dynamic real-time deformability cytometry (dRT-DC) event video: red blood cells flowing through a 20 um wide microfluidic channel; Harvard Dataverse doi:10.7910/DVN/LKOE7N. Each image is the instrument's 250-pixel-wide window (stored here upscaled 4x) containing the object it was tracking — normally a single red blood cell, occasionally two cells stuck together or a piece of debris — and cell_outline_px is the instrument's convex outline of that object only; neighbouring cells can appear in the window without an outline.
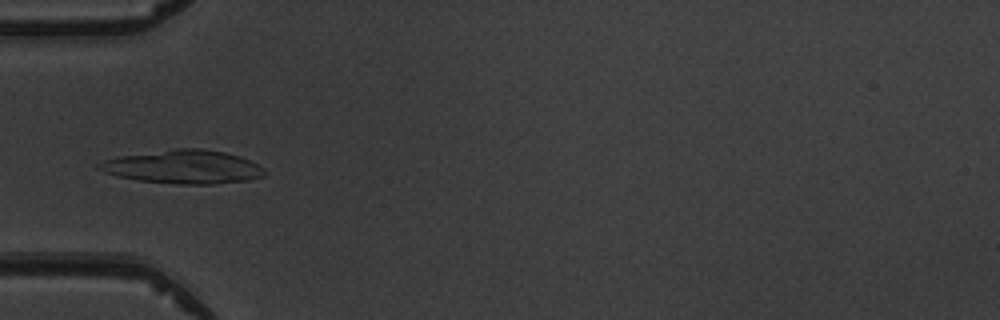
{"species": "common noctule bat (a hibernating species)", "species_latin": "Nyctalus noctula", "temperature_condition": "warm", "stored_images_in_passage": 7, "camera_frame_rate_fps": 3000, "um_per_image_px": 0.085, "animal": {"sex": "male", "body_mass_g": 19.5, "forearm_length_mm": 54.6}, "frame": {"image": 1, "passage_image": 6, "time_ms": 5.667, "image_size_px": [1000, 320], "cell_outline_px": [[264, 176], [248, 180], [216, 184], [176, 184], [136, 180], [116, 176], [104, 172], [96, 168], [96, 164], [104, 160], [116, 156], [176, 148], [200, 148], [224, 152], [240, 156], [264, 168]], "centroid_in_image_um": [15.52, 14.18], "position_along_channel_um": 69.5, "area_um2": 32.54}}